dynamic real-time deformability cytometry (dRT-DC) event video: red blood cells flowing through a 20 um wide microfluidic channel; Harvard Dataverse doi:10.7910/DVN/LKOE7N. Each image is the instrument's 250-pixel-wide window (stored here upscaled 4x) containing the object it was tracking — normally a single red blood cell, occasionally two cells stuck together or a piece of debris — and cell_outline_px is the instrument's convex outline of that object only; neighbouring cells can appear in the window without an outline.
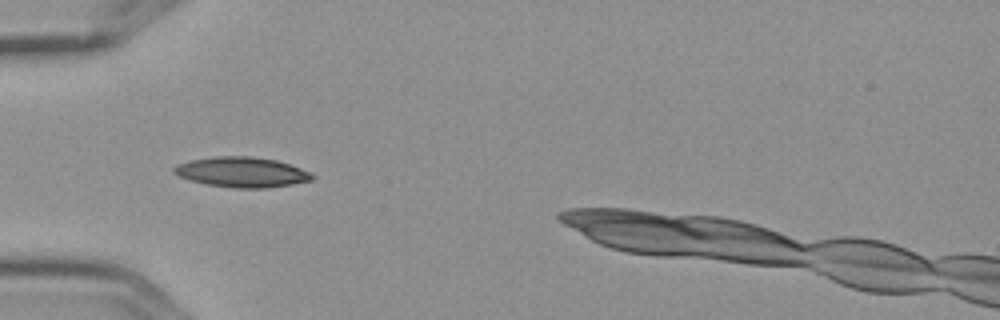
{"species": "Egyptian fruit bat (a non-hibernating species)", "species_latin": "Rousettus aegyptiacus", "temperature_condition": "cold", "stored_images_in_passage": 8, "camera_frame_rate_fps": 3000, "um_per_image_px": 0.085, "frame": {"image": 1, "passage_image": 5, "time_ms": 1.333, "image_size_px": [1000, 320], "cell_outline_px": [[316, 176], [312, 180], [292, 184], [264, 188], [236, 188], [208, 184], [192, 180], [180, 176], [172, 172], [172, 168], [176, 164], [188, 160], [216, 156], [252, 156], [276, 160], [312, 172]], "centroid_in_image_um": [20.56, 14.62], "position_along_channel_um": 64.4, "area_um2": 24.28}}
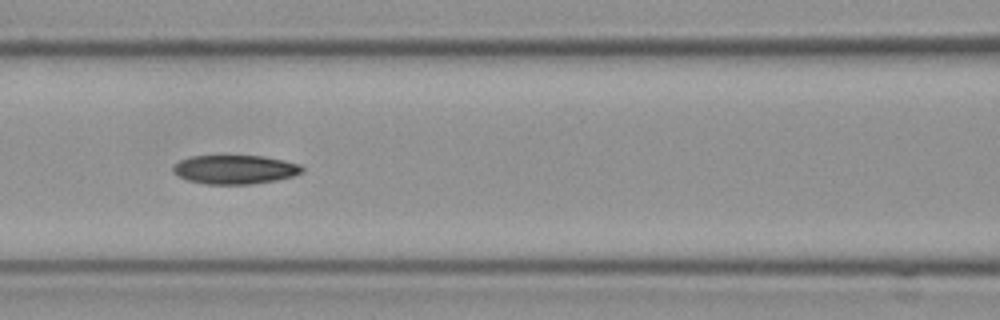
{"frame": {"image": 2, "passage_image": 7, "time_ms": 2.0, "image_size_px": [1000, 320], "cell_outline_px": [[304, 172], [292, 176], [276, 180], [252, 184], [204, 184], [188, 180], [172, 172], [172, 168], [180, 160], [192, 156], [264, 156], [284, 160], [300, 164], [304, 168]], "centroid_in_image_um": [20.0, 14.41], "position_along_channel_um": 146.6, "area_um2": 21.73}}
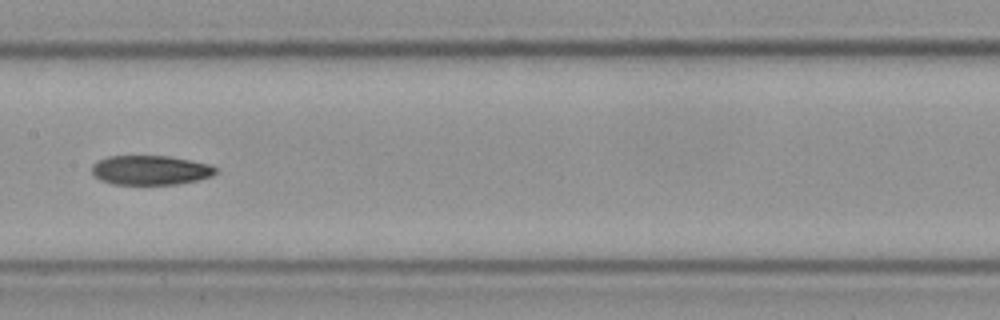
{"frame": {"image": 3, "passage_image": 8, "time_ms": 2.333, "image_size_px": [1000, 320], "cell_outline_px": [[216, 172], [212, 176], [200, 180], [176, 184], [112, 184], [100, 180], [92, 172], [92, 164], [108, 156], [168, 156], [208, 164], [216, 168]], "centroid_in_image_um": [12.78, 14.47], "position_along_channel_um": 194.6, "area_um2": 21.1}}